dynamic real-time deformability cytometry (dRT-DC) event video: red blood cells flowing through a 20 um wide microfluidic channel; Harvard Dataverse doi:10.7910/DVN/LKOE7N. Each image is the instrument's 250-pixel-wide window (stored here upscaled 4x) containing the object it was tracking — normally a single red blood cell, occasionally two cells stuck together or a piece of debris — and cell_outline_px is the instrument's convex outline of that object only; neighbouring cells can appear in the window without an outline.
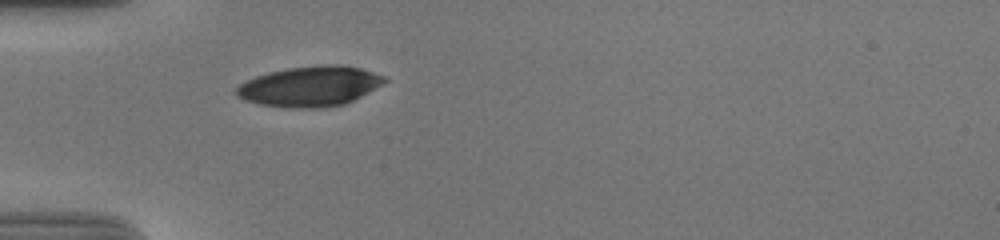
{"species": "human", "species_latin": "Homo sapiens", "temperature_condition": "cold", "stored_images_in_passage": 31, "camera_frame_rate_fps": 3000, "um_per_image_px": 0.085, "donor": {"sex": "male"}, "frame": {"image": 1, "passage_image": 1, "time_ms": 0.0, "image_size_px": [1000, 240], "cell_outline_px": [[388, 80], [360, 96], [344, 104], [316, 108], [284, 108], [260, 104], [236, 96], [236, 88], [240, 84], [256, 76], [268, 72], [288, 68], [324, 64], [336, 64], [360, 68], [388, 76]], "centroid_in_image_um": [26.35, 7.33], "position_along_channel_um": 58.7, "area_um2": 34.51}}
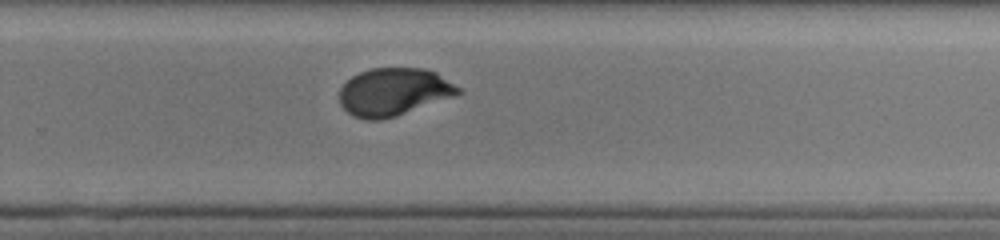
{"frame": {"image": 2, "passage_image": 21, "time_ms": 6.667, "image_size_px": [1000, 240], "cell_outline_px": [[464, 92], [456, 96], [396, 116], [380, 120], [364, 120], [352, 116], [340, 104], [340, 88], [352, 76], [360, 72], [372, 68], [424, 68], [436, 72], [460, 88]], "centroid_in_image_um": [33.48, 7.82], "position_along_channel_um": 296.3, "area_um2": 33.12}}
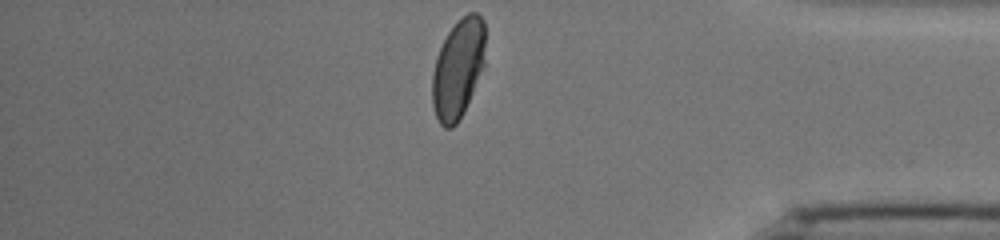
{"frame": {"image": 3, "passage_image": 31, "time_ms": 10.0, "image_size_px": [1000, 240], "cell_outline_px": [[484, 64], [464, 112], [456, 124], [452, 128], [444, 128], [440, 124], [436, 116], [432, 104], [432, 72], [436, 56], [448, 32], [468, 12], [476, 12], [484, 20]], "centroid_in_image_um": [38.92, 5.86], "position_along_channel_um": 396.3, "area_um2": 30.4}, "authors_computed_cell_mechanics": {"area_um2": 34.391, "velocity_mm_per_s": 3.6816, "shape_relaxation_time_tau1_ms": 4.357, "shape_relaxation_time_tau2_ms": 0.7319, "deformation_change_tau1": 0.1716, "deformation_change_tau2": 0.0402}}